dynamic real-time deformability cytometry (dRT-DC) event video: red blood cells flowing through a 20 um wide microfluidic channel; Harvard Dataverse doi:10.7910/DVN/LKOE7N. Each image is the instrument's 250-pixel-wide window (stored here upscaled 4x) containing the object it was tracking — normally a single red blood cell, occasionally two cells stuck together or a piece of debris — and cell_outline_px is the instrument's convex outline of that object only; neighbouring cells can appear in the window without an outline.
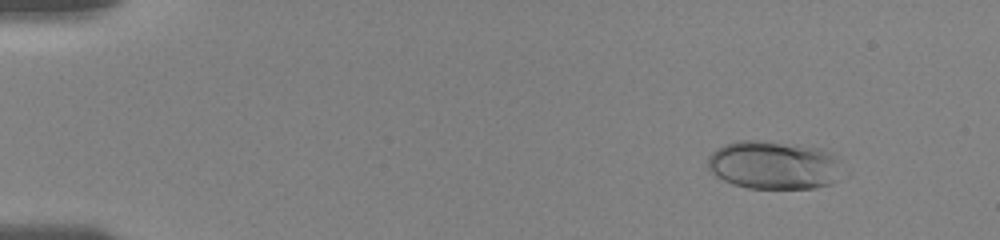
{"species": "human", "species_latin": "Homo sapiens", "temperature_condition": "room temperature", "stored_images_in_passage": 37, "camera_frame_rate_fps": 3000, "um_per_image_px": 0.085, "donor": {"sex": "female"}, "frame": {"image": 1, "passage_image": 3, "time_ms": 1.333, "image_size_px": [1000, 240], "cell_outline_px": [[836, 160], [832, 184], [816, 188], [748, 188], [732, 184], [716, 176], [708, 168], [708, 156], [716, 148], [724, 144], [736, 140], [756, 140], [824, 148], [832, 152]], "centroid_in_image_um": [65.66, 14.02], "position_along_channel_um": 19.3, "area_um2": 37.4}}
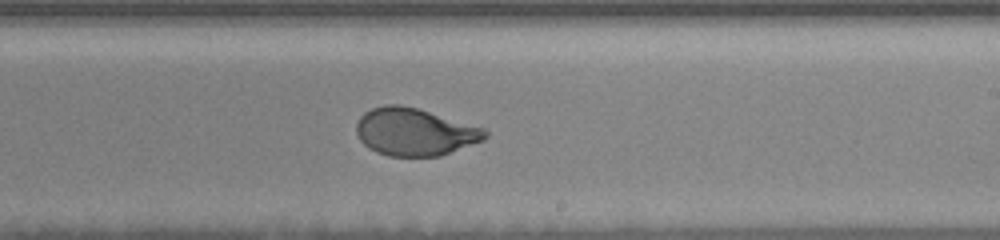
{"frame": {"image": 2, "passage_image": 19, "time_ms": 10.667, "image_size_px": [1000, 240], "cell_outline_px": [[488, 136], [484, 140], [440, 156], [388, 156], [376, 152], [368, 148], [360, 140], [356, 132], [356, 124], [360, 116], [364, 112], [372, 108], [384, 104], [400, 104], [416, 108], [484, 128], [488, 132]], "centroid_in_image_um": [35.22, 11.21], "position_along_channel_um": 253.8, "area_um2": 35.6}}
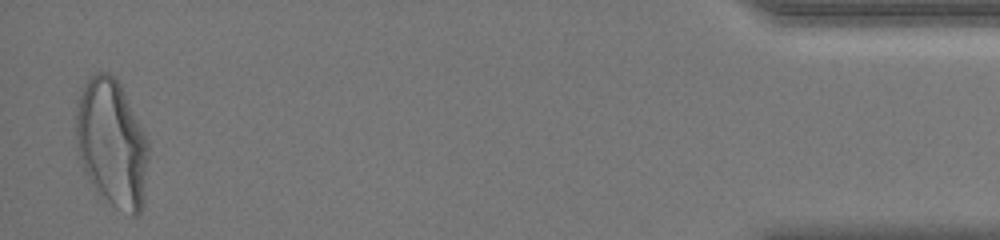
{"frame": {"image": 3, "passage_image": 36, "time_ms": 17.333, "image_size_px": [1000, 240], "cell_outline_px": [[148, 156], [144, 204], [140, 212], [136, 216], [132, 216], [116, 208], [96, 192], [84, 168], [80, 156], [76, 136], [76, 112], [80, 96], [88, 80], [96, 72], [108, 72], [120, 84], [148, 140]], "centroid_in_image_um": [9.54, 12.23], "position_along_channel_um": 425.7, "area_um2": 53.41}, "authors_computed_cell_mechanics": {"area_um2": 37.281, "velocity_mm_per_s": 3.6876, "shape_relaxation_time_tau1_ms": 4.5781, "shape_relaxation_time_tau2_ms": null, "deformation_change_tau1": 0.1618, "deformation_change_tau2": null}}